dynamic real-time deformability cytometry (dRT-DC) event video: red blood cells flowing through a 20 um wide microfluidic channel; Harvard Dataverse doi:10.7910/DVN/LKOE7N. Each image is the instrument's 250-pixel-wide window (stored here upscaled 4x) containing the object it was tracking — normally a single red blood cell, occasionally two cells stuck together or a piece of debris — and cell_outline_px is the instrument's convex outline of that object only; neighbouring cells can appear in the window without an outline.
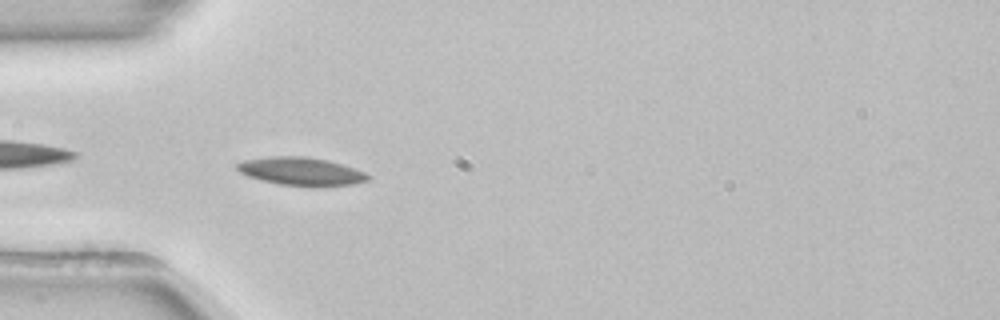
{"species": "common noctule bat (a hibernating species)", "species_latin": "Nyctalus noctula", "temperature_condition": "room temperature", "stored_images_in_passage": 23, "camera_frame_rate_fps": 3000, "um_per_image_px": 0.085, "animal": {"sex": "female", "body_mass_g": 22.7, "forearm_length_mm": 54.2}, "frame": {"image": 1, "passage_image": 1, "time_ms": 0.0, "image_size_px": [1000, 320], "cell_outline_px": [[372, 176], [368, 180], [356, 184], [320, 188], [312, 188], [280, 184], [248, 176], [240, 172], [236, 168], [236, 164], [244, 160], [268, 156], [304, 156], [328, 160], [364, 172]], "centroid_in_image_um": [25.63, 14.59], "position_along_channel_um": 59.4, "area_um2": 21.79}}